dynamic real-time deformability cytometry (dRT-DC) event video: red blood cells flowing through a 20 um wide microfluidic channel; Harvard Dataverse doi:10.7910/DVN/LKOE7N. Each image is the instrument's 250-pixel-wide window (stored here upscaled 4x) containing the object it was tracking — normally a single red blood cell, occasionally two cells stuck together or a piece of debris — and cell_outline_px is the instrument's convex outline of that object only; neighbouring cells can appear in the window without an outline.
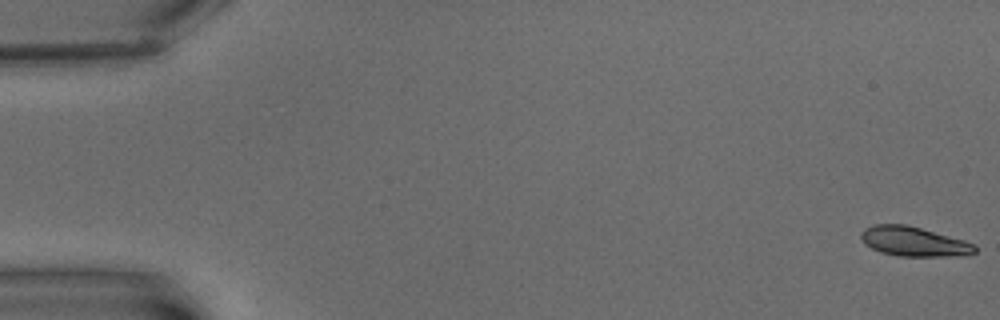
{"species": "common noctule bat (a hibernating species)", "species_latin": "Nyctalus noctula", "temperature_condition": "warm", "stored_images_in_passage": 8, "camera_frame_rate_fps": 3000, "um_per_image_px": 0.085, "animal": {"sex": "male", "body_mass_g": 15.6}, "frame": {"image": 1, "passage_image": 1, "time_ms": 0.0, "image_size_px": [1000, 320], "cell_outline_px": [[976, 252], [968, 256], [900, 256], [880, 252], [864, 244], [860, 236], [860, 232], [864, 228], [872, 224], [908, 224], [964, 240], [976, 244]], "centroid_in_image_um": [77.68, 20.52], "position_along_channel_um": 7.3, "area_um2": 19.94}}
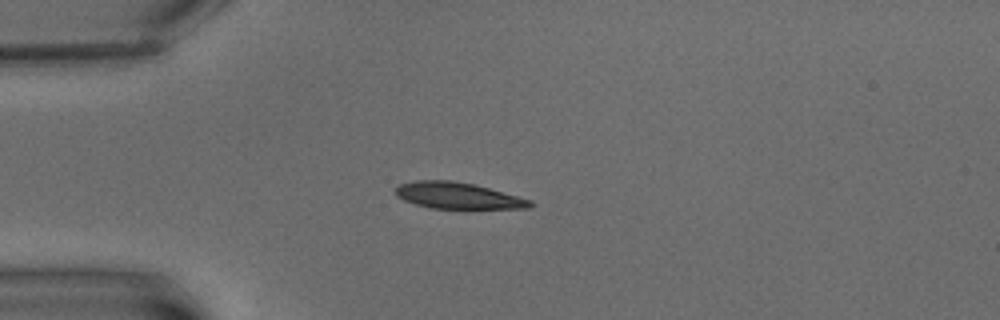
{"frame": {"image": 2, "passage_image": 5, "time_ms": 5.667, "image_size_px": [1000, 320], "cell_outline_px": [[536, 204], [528, 208], [432, 208], [416, 204], [404, 200], [396, 196], [396, 184], [416, 180], [452, 180], [472, 184], [488, 188], [532, 200]], "centroid_in_image_um": [38.89, 16.62], "position_along_channel_um": 46.1, "area_um2": 20.52}}
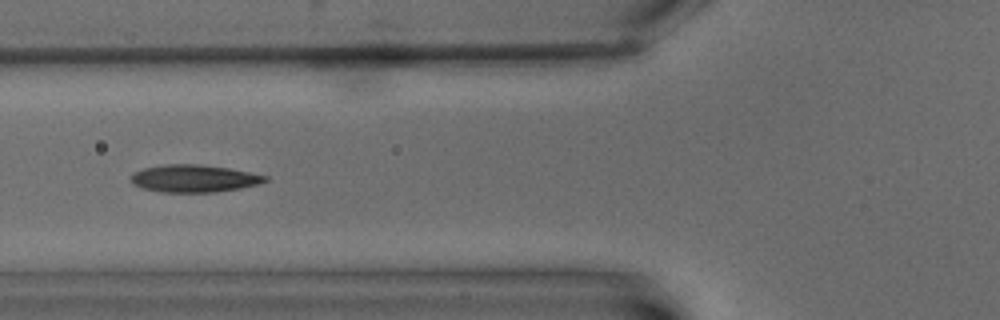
{"frame": {"image": 3, "passage_image": 7, "time_ms": 8.333, "image_size_px": [1000, 320], "cell_outline_px": [[268, 180], [260, 184], [240, 188], [212, 192], [160, 192], [144, 188], [132, 184], [132, 172], [144, 168], [164, 164], [196, 164], [228, 168], [268, 176]], "centroid_in_image_um": [16.48, 15.17], "position_along_channel_um": 109.3, "area_um2": 21.33}}